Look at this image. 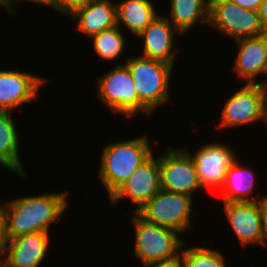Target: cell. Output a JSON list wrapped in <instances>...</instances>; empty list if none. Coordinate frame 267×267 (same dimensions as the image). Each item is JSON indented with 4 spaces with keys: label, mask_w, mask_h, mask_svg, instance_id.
Wrapping results in <instances>:
<instances>
[{
    "label": "cell",
    "mask_w": 267,
    "mask_h": 267,
    "mask_svg": "<svg viewBox=\"0 0 267 267\" xmlns=\"http://www.w3.org/2000/svg\"><path fill=\"white\" fill-rule=\"evenodd\" d=\"M191 196L161 189L135 213L144 221L182 234L192 229Z\"/></svg>",
    "instance_id": "8992f818"
},
{
    "label": "cell",
    "mask_w": 267,
    "mask_h": 267,
    "mask_svg": "<svg viewBox=\"0 0 267 267\" xmlns=\"http://www.w3.org/2000/svg\"><path fill=\"white\" fill-rule=\"evenodd\" d=\"M89 0H54L55 10L59 14H70L76 7L84 5Z\"/></svg>",
    "instance_id": "d4e9b609"
},
{
    "label": "cell",
    "mask_w": 267,
    "mask_h": 267,
    "mask_svg": "<svg viewBox=\"0 0 267 267\" xmlns=\"http://www.w3.org/2000/svg\"><path fill=\"white\" fill-rule=\"evenodd\" d=\"M176 34L183 36L165 16L157 15L137 36L143 42V52L139 55L164 61L175 67L178 56V49L174 46Z\"/></svg>",
    "instance_id": "9a60e30c"
},
{
    "label": "cell",
    "mask_w": 267,
    "mask_h": 267,
    "mask_svg": "<svg viewBox=\"0 0 267 267\" xmlns=\"http://www.w3.org/2000/svg\"><path fill=\"white\" fill-rule=\"evenodd\" d=\"M125 30H122L118 25L103 30L100 33L92 36L93 39V49L95 53L103 60L106 61H116L125 49L126 38L123 34Z\"/></svg>",
    "instance_id": "7402d4cb"
},
{
    "label": "cell",
    "mask_w": 267,
    "mask_h": 267,
    "mask_svg": "<svg viewBox=\"0 0 267 267\" xmlns=\"http://www.w3.org/2000/svg\"><path fill=\"white\" fill-rule=\"evenodd\" d=\"M257 176L250 167L237 160L227 169L223 186L220 188L222 202H256L260 198L252 195ZM253 196V198L251 196Z\"/></svg>",
    "instance_id": "ac0fdd59"
},
{
    "label": "cell",
    "mask_w": 267,
    "mask_h": 267,
    "mask_svg": "<svg viewBox=\"0 0 267 267\" xmlns=\"http://www.w3.org/2000/svg\"><path fill=\"white\" fill-rule=\"evenodd\" d=\"M267 89L261 84H245L225 102L217 128H235L249 123H264Z\"/></svg>",
    "instance_id": "9c48e42d"
},
{
    "label": "cell",
    "mask_w": 267,
    "mask_h": 267,
    "mask_svg": "<svg viewBox=\"0 0 267 267\" xmlns=\"http://www.w3.org/2000/svg\"><path fill=\"white\" fill-rule=\"evenodd\" d=\"M134 227V255L140 259L142 266L154 262L173 259L181 254L183 238L180 233L170 228L150 224L130 212Z\"/></svg>",
    "instance_id": "277c9868"
},
{
    "label": "cell",
    "mask_w": 267,
    "mask_h": 267,
    "mask_svg": "<svg viewBox=\"0 0 267 267\" xmlns=\"http://www.w3.org/2000/svg\"><path fill=\"white\" fill-rule=\"evenodd\" d=\"M233 3L247 10L259 12L263 0H231Z\"/></svg>",
    "instance_id": "83f0119b"
},
{
    "label": "cell",
    "mask_w": 267,
    "mask_h": 267,
    "mask_svg": "<svg viewBox=\"0 0 267 267\" xmlns=\"http://www.w3.org/2000/svg\"><path fill=\"white\" fill-rule=\"evenodd\" d=\"M152 154L145 162H143L110 198L111 206L117 205L124 197L128 198L136 209V212L145 203L161 190L159 156L154 157Z\"/></svg>",
    "instance_id": "8fae6325"
},
{
    "label": "cell",
    "mask_w": 267,
    "mask_h": 267,
    "mask_svg": "<svg viewBox=\"0 0 267 267\" xmlns=\"http://www.w3.org/2000/svg\"><path fill=\"white\" fill-rule=\"evenodd\" d=\"M208 27L232 40L265 34L259 12L240 7L231 0H210Z\"/></svg>",
    "instance_id": "52a82bcc"
},
{
    "label": "cell",
    "mask_w": 267,
    "mask_h": 267,
    "mask_svg": "<svg viewBox=\"0 0 267 267\" xmlns=\"http://www.w3.org/2000/svg\"><path fill=\"white\" fill-rule=\"evenodd\" d=\"M181 249V256L184 260L185 267H226V260L221 251L207 248L202 241V247H187Z\"/></svg>",
    "instance_id": "603a6c76"
},
{
    "label": "cell",
    "mask_w": 267,
    "mask_h": 267,
    "mask_svg": "<svg viewBox=\"0 0 267 267\" xmlns=\"http://www.w3.org/2000/svg\"><path fill=\"white\" fill-rule=\"evenodd\" d=\"M129 57V58H128ZM124 62L132 74L139 100L152 112L169 101L173 65L143 56Z\"/></svg>",
    "instance_id": "3957f363"
},
{
    "label": "cell",
    "mask_w": 267,
    "mask_h": 267,
    "mask_svg": "<svg viewBox=\"0 0 267 267\" xmlns=\"http://www.w3.org/2000/svg\"><path fill=\"white\" fill-rule=\"evenodd\" d=\"M264 77L263 80L259 81L258 80V84H261L265 89H267V64H266V68H265V73H264Z\"/></svg>",
    "instance_id": "4dcf8cb0"
},
{
    "label": "cell",
    "mask_w": 267,
    "mask_h": 267,
    "mask_svg": "<svg viewBox=\"0 0 267 267\" xmlns=\"http://www.w3.org/2000/svg\"><path fill=\"white\" fill-rule=\"evenodd\" d=\"M193 158L199 182L203 188L220 189L225 180L227 169L236 161V153L231 147L219 142L202 145L196 153L184 148Z\"/></svg>",
    "instance_id": "30bf717a"
},
{
    "label": "cell",
    "mask_w": 267,
    "mask_h": 267,
    "mask_svg": "<svg viewBox=\"0 0 267 267\" xmlns=\"http://www.w3.org/2000/svg\"><path fill=\"white\" fill-rule=\"evenodd\" d=\"M264 123L267 125V95L265 98V103H264Z\"/></svg>",
    "instance_id": "1f68e13d"
},
{
    "label": "cell",
    "mask_w": 267,
    "mask_h": 267,
    "mask_svg": "<svg viewBox=\"0 0 267 267\" xmlns=\"http://www.w3.org/2000/svg\"><path fill=\"white\" fill-rule=\"evenodd\" d=\"M47 80L18 70H0V111L14 112L24 104L36 100L39 88Z\"/></svg>",
    "instance_id": "4fadbf2b"
},
{
    "label": "cell",
    "mask_w": 267,
    "mask_h": 267,
    "mask_svg": "<svg viewBox=\"0 0 267 267\" xmlns=\"http://www.w3.org/2000/svg\"><path fill=\"white\" fill-rule=\"evenodd\" d=\"M0 267H6V266L0 261Z\"/></svg>",
    "instance_id": "d6a6232c"
},
{
    "label": "cell",
    "mask_w": 267,
    "mask_h": 267,
    "mask_svg": "<svg viewBox=\"0 0 267 267\" xmlns=\"http://www.w3.org/2000/svg\"><path fill=\"white\" fill-rule=\"evenodd\" d=\"M121 64L97 78L98 100L114 114L120 113L126 118L139 112L150 117L152 112L139 100L131 72L125 63Z\"/></svg>",
    "instance_id": "5b68a950"
},
{
    "label": "cell",
    "mask_w": 267,
    "mask_h": 267,
    "mask_svg": "<svg viewBox=\"0 0 267 267\" xmlns=\"http://www.w3.org/2000/svg\"><path fill=\"white\" fill-rule=\"evenodd\" d=\"M170 3L169 15L165 17L182 35L198 23L209 24L210 0H170Z\"/></svg>",
    "instance_id": "44dd1931"
},
{
    "label": "cell",
    "mask_w": 267,
    "mask_h": 267,
    "mask_svg": "<svg viewBox=\"0 0 267 267\" xmlns=\"http://www.w3.org/2000/svg\"><path fill=\"white\" fill-rule=\"evenodd\" d=\"M49 235L48 232H36L8 240L0 261L6 267H39L49 250Z\"/></svg>",
    "instance_id": "5bb4252c"
},
{
    "label": "cell",
    "mask_w": 267,
    "mask_h": 267,
    "mask_svg": "<svg viewBox=\"0 0 267 267\" xmlns=\"http://www.w3.org/2000/svg\"><path fill=\"white\" fill-rule=\"evenodd\" d=\"M23 1L46 5L47 7L49 6L50 8H54L55 10L54 0H0V6H3V8L8 11V13H12L11 15L16 16L17 12L15 10V6L17 7L19 3L22 4Z\"/></svg>",
    "instance_id": "cb8c5ba5"
},
{
    "label": "cell",
    "mask_w": 267,
    "mask_h": 267,
    "mask_svg": "<svg viewBox=\"0 0 267 267\" xmlns=\"http://www.w3.org/2000/svg\"><path fill=\"white\" fill-rule=\"evenodd\" d=\"M11 112L0 111V166L26 178L20 157V139Z\"/></svg>",
    "instance_id": "ffe728a7"
},
{
    "label": "cell",
    "mask_w": 267,
    "mask_h": 267,
    "mask_svg": "<svg viewBox=\"0 0 267 267\" xmlns=\"http://www.w3.org/2000/svg\"><path fill=\"white\" fill-rule=\"evenodd\" d=\"M6 232V204L0 205V254L3 252L5 244L7 243Z\"/></svg>",
    "instance_id": "484cf974"
},
{
    "label": "cell",
    "mask_w": 267,
    "mask_h": 267,
    "mask_svg": "<svg viewBox=\"0 0 267 267\" xmlns=\"http://www.w3.org/2000/svg\"><path fill=\"white\" fill-rule=\"evenodd\" d=\"M143 267H185L181 254L173 259L146 264Z\"/></svg>",
    "instance_id": "4316f807"
},
{
    "label": "cell",
    "mask_w": 267,
    "mask_h": 267,
    "mask_svg": "<svg viewBox=\"0 0 267 267\" xmlns=\"http://www.w3.org/2000/svg\"><path fill=\"white\" fill-rule=\"evenodd\" d=\"M150 145L147 135L104 145L98 175L109 198L153 154Z\"/></svg>",
    "instance_id": "7a4b0ae2"
},
{
    "label": "cell",
    "mask_w": 267,
    "mask_h": 267,
    "mask_svg": "<svg viewBox=\"0 0 267 267\" xmlns=\"http://www.w3.org/2000/svg\"><path fill=\"white\" fill-rule=\"evenodd\" d=\"M66 191L25 196L6 204V232L8 240L36 232L50 233L51 224H59L68 208Z\"/></svg>",
    "instance_id": "6da1fadb"
},
{
    "label": "cell",
    "mask_w": 267,
    "mask_h": 267,
    "mask_svg": "<svg viewBox=\"0 0 267 267\" xmlns=\"http://www.w3.org/2000/svg\"><path fill=\"white\" fill-rule=\"evenodd\" d=\"M67 17L76 22L78 32L90 38L117 25L116 3L112 0H89Z\"/></svg>",
    "instance_id": "e0dca14e"
},
{
    "label": "cell",
    "mask_w": 267,
    "mask_h": 267,
    "mask_svg": "<svg viewBox=\"0 0 267 267\" xmlns=\"http://www.w3.org/2000/svg\"><path fill=\"white\" fill-rule=\"evenodd\" d=\"M151 0H120L116 2L117 25L137 37L160 13ZM124 25V27H123Z\"/></svg>",
    "instance_id": "d6986e66"
},
{
    "label": "cell",
    "mask_w": 267,
    "mask_h": 267,
    "mask_svg": "<svg viewBox=\"0 0 267 267\" xmlns=\"http://www.w3.org/2000/svg\"><path fill=\"white\" fill-rule=\"evenodd\" d=\"M260 22L264 32L267 34V0H263L259 10Z\"/></svg>",
    "instance_id": "f546056e"
},
{
    "label": "cell",
    "mask_w": 267,
    "mask_h": 267,
    "mask_svg": "<svg viewBox=\"0 0 267 267\" xmlns=\"http://www.w3.org/2000/svg\"><path fill=\"white\" fill-rule=\"evenodd\" d=\"M261 214H262V224L265 233V238L267 240V195H264L260 200Z\"/></svg>",
    "instance_id": "f1b7e54d"
},
{
    "label": "cell",
    "mask_w": 267,
    "mask_h": 267,
    "mask_svg": "<svg viewBox=\"0 0 267 267\" xmlns=\"http://www.w3.org/2000/svg\"><path fill=\"white\" fill-rule=\"evenodd\" d=\"M159 155L161 189L194 197L203 187L198 179L193 158L183 149L167 146Z\"/></svg>",
    "instance_id": "ba28073f"
},
{
    "label": "cell",
    "mask_w": 267,
    "mask_h": 267,
    "mask_svg": "<svg viewBox=\"0 0 267 267\" xmlns=\"http://www.w3.org/2000/svg\"><path fill=\"white\" fill-rule=\"evenodd\" d=\"M238 49L233 69L245 84H258L267 64V34L234 40ZM247 81V82H246Z\"/></svg>",
    "instance_id": "2e32d148"
},
{
    "label": "cell",
    "mask_w": 267,
    "mask_h": 267,
    "mask_svg": "<svg viewBox=\"0 0 267 267\" xmlns=\"http://www.w3.org/2000/svg\"><path fill=\"white\" fill-rule=\"evenodd\" d=\"M224 213L241 246H267L259 201L223 202Z\"/></svg>",
    "instance_id": "7c38bea8"
}]
</instances>
